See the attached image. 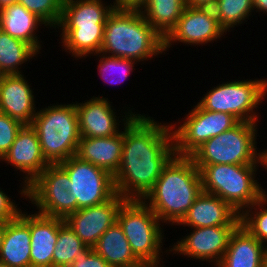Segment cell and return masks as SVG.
Here are the masks:
<instances>
[{"label": "cell", "instance_id": "obj_16", "mask_svg": "<svg viewBox=\"0 0 267 267\" xmlns=\"http://www.w3.org/2000/svg\"><path fill=\"white\" fill-rule=\"evenodd\" d=\"M191 228L240 225V214L220 197L202 191L178 223Z\"/></svg>", "mask_w": 267, "mask_h": 267}, {"label": "cell", "instance_id": "obj_8", "mask_svg": "<svg viewBox=\"0 0 267 267\" xmlns=\"http://www.w3.org/2000/svg\"><path fill=\"white\" fill-rule=\"evenodd\" d=\"M266 93L265 79L229 81L211 89L198 104L207 111L231 114L240 122L256 123L258 115L253 109Z\"/></svg>", "mask_w": 267, "mask_h": 267}, {"label": "cell", "instance_id": "obj_40", "mask_svg": "<svg viewBox=\"0 0 267 267\" xmlns=\"http://www.w3.org/2000/svg\"><path fill=\"white\" fill-rule=\"evenodd\" d=\"M14 3H17V0H0V10Z\"/></svg>", "mask_w": 267, "mask_h": 267}, {"label": "cell", "instance_id": "obj_7", "mask_svg": "<svg viewBox=\"0 0 267 267\" xmlns=\"http://www.w3.org/2000/svg\"><path fill=\"white\" fill-rule=\"evenodd\" d=\"M117 223L141 263L160 264L164 238L160 220L143 200H126L118 211Z\"/></svg>", "mask_w": 267, "mask_h": 267}, {"label": "cell", "instance_id": "obj_15", "mask_svg": "<svg viewBox=\"0 0 267 267\" xmlns=\"http://www.w3.org/2000/svg\"><path fill=\"white\" fill-rule=\"evenodd\" d=\"M2 161L26 174L23 189L20 190L24 197H27V186L50 165L42 153L37 132L31 125L20 129Z\"/></svg>", "mask_w": 267, "mask_h": 267}, {"label": "cell", "instance_id": "obj_1", "mask_svg": "<svg viewBox=\"0 0 267 267\" xmlns=\"http://www.w3.org/2000/svg\"><path fill=\"white\" fill-rule=\"evenodd\" d=\"M124 117L122 155L113 175L114 187L126 200H143L175 155L176 127L133 112Z\"/></svg>", "mask_w": 267, "mask_h": 267}, {"label": "cell", "instance_id": "obj_35", "mask_svg": "<svg viewBox=\"0 0 267 267\" xmlns=\"http://www.w3.org/2000/svg\"><path fill=\"white\" fill-rule=\"evenodd\" d=\"M69 267H111L93 248L80 254Z\"/></svg>", "mask_w": 267, "mask_h": 267}, {"label": "cell", "instance_id": "obj_44", "mask_svg": "<svg viewBox=\"0 0 267 267\" xmlns=\"http://www.w3.org/2000/svg\"><path fill=\"white\" fill-rule=\"evenodd\" d=\"M0 267H9L5 263L0 262Z\"/></svg>", "mask_w": 267, "mask_h": 267}, {"label": "cell", "instance_id": "obj_3", "mask_svg": "<svg viewBox=\"0 0 267 267\" xmlns=\"http://www.w3.org/2000/svg\"><path fill=\"white\" fill-rule=\"evenodd\" d=\"M162 52L164 38L145 20L140 10L113 9L108 15L100 54L140 62Z\"/></svg>", "mask_w": 267, "mask_h": 267}, {"label": "cell", "instance_id": "obj_14", "mask_svg": "<svg viewBox=\"0 0 267 267\" xmlns=\"http://www.w3.org/2000/svg\"><path fill=\"white\" fill-rule=\"evenodd\" d=\"M239 225L193 228V232L168 251L185 256L215 262L218 265L229 245L230 237ZM213 260V261H212Z\"/></svg>", "mask_w": 267, "mask_h": 267}, {"label": "cell", "instance_id": "obj_41", "mask_svg": "<svg viewBox=\"0 0 267 267\" xmlns=\"http://www.w3.org/2000/svg\"><path fill=\"white\" fill-rule=\"evenodd\" d=\"M261 165L267 169V150L261 151Z\"/></svg>", "mask_w": 267, "mask_h": 267}, {"label": "cell", "instance_id": "obj_28", "mask_svg": "<svg viewBox=\"0 0 267 267\" xmlns=\"http://www.w3.org/2000/svg\"><path fill=\"white\" fill-rule=\"evenodd\" d=\"M39 54L30 44L13 38L0 29V68L5 75L21 74V66Z\"/></svg>", "mask_w": 267, "mask_h": 267}, {"label": "cell", "instance_id": "obj_47", "mask_svg": "<svg viewBox=\"0 0 267 267\" xmlns=\"http://www.w3.org/2000/svg\"><path fill=\"white\" fill-rule=\"evenodd\" d=\"M5 75L2 71H1V68H0V77Z\"/></svg>", "mask_w": 267, "mask_h": 267}, {"label": "cell", "instance_id": "obj_2", "mask_svg": "<svg viewBox=\"0 0 267 267\" xmlns=\"http://www.w3.org/2000/svg\"><path fill=\"white\" fill-rule=\"evenodd\" d=\"M201 192L200 172L192 158L175 154L143 201L160 221L178 225Z\"/></svg>", "mask_w": 267, "mask_h": 267}, {"label": "cell", "instance_id": "obj_21", "mask_svg": "<svg viewBox=\"0 0 267 267\" xmlns=\"http://www.w3.org/2000/svg\"><path fill=\"white\" fill-rule=\"evenodd\" d=\"M58 231L59 218L30 214L31 267H53Z\"/></svg>", "mask_w": 267, "mask_h": 267}, {"label": "cell", "instance_id": "obj_32", "mask_svg": "<svg viewBox=\"0 0 267 267\" xmlns=\"http://www.w3.org/2000/svg\"><path fill=\"white\" fill-rule=\"evenodd\" d=\"M101 58L99 60L98 70L100 73V76L103 78L105 82H108L110 84H118L119 82H123L125 79L128 78V75L133 71V67L135 64V60L132 59H126V58H120V57H113L108 56L105 54H101ZM115 74H114V73ZM110 73V74H108ZM107 74L109 76L115 77L116 79H112L109 77H106ZM114 74V75H113Z\"/></svg>", "mask_w": 267, "mask_h": 267}, {"label": "cell", "instance_id": "obj_24", "mask_svg": "<svg viewBox=\"0 0 267 267\" xmlns=\"http://www.w3.org/2000/svg\"><path fill=\"white\" fill-rule=\"evenodd\" d=\"M114 6L104 5L102 0H70L62 4L59 27H96L105 24Z\"/></svg>", "mask_w": 267, "mask_h": 267}, {"label": "cell", "instance_id": "obj_6", "mask_svg": "<svg viewBox=\"0 0 267 267\" xmlns=\"http://www.w3.org/2000/svg\"><path fill=\"white\" fill-rule=\"evenodd\" d=\"M256 126V123L239 122L204 142L190 157L195 165L261 164V151H256Z\"/></svg>", "mask_w": 267, "mask_h": 267}, {"label": "cell", "instance_id": "obj_23", "mask_svg": "<svg viewBox=\"0 0 267 267\" xmlns=\"http://www.w3.org/2000/svg\"><path fill=\"white\" fill-rule=\"evenodd\" d=\"M45 23L23 5L14 3L0 10V29L13 38L30 44L37 52L41 45L36 36L38 25Z\"/></svg>", "mask_w": 267, "mask_h": 267}, {"label": "cell", "instance_id": "obj_12", "mask_svg": "<svg viewBox=\"0 0 267 267\" xmlns=\"http://www.w3.org/2000/svg\"><path fill=\"white\" fill-rule=\"evenodd\" d=\"M224 32L213 8L186 6L177 24L164 38V51L177 41L190 45L206 44L219 39Z\"/></svg>", "mask_w": 267, "mask_h": 267}, {"label": "cell", "instance_id": "obj_9", "mask_svg": "<svg viewBox=\"0 0 267 267\" xmlns=\"http://www.w3.org/2000/svg\"><path fill=\"white\" fill-rule=\"evenodd\" d=\"M39 214L65 219L77 211L73 184L59 164H50L27 186V197Z\"/></svg>", "mask_w": 267, "mask_h": 267}, {"label": "cell", "instance_id": "obj_30", "mask_svg": "<svg viewBox=\"0 0 267 267\" xmlns=\"http://www.w3.org/2000/svg\"><path fill=\"white\" fill-rule=\"evenodd\" d=\"M219 24L227 32L247 19L253 9V0H218L212 7Z\"/></svg>", "mask_w": 267, "mask_h": 267}, {"label": "cell", "instance_id": "obj_13", "mask_svg": "<svg viewBox=\"0 0 267 267\" xmlns=\"http://www.w3.org/2000/svg\"><path fill=\"white\" fill-rule=\"evenodd\" d=\"M125 201L116 193L105 203L77 210L64 222L88 248H93L108 228L117 222L118 211Z\"/></svg>", "mask_w": 267, "mask_h": 267}, {"label": "cell", "instance_id": "obj_10", "mask_svg": "<svg viewBox=\"0 0 267 267\" xmlns=\"http://www.w3.org/2000/svg\"><path fill=\"white\" fill-rule=\"evenodd\" d=\"M239 122L231 114L207 111L197 103L183 124L173 131L175 154L190 156L204 142L230 130Z\"/></svg>", "mask_w": 267, "mask_h": 267}, {"label": "cell", "instance_id": "obj_11", "mask_svg": "<svg viewBox=\"0 0 267 267\" xmlns=\"http://www.w3.org/2000/svg\"><path fill=\"white\" fill-rule=\"evenodd\" d=\"M59 165L67 172L73 184L77 210L105 203L116 194L113 176L108 171L76 155Z\"/></svg>", "mask_w": 267, "mask_h": 267}, {"label": "cell", "instance_id": "obj_45", "mask_svg": "<svg viewBox=\"0 0 267 267\" xmlns=\"http://www.w3.org/2000/svg\"><path fill=\"white\" fill-rule=\"evenodd\" d=\"M262 267H267V261L265 260V262L263 263Z\"/></svg>", "mask_w": 267, "mask_h": 267}, {"label": "cell", "instance_id": "obj_43", "mask_svg": "<svg viewBox=\"0 0 267 267\" xmlns=\"http://www.w3.org/2000/svg\"><path fill=\"white\" fill-rule=\"evenodd\" d=\"M158 265H160V264H154V263H140L139 265L134 266V267H159ZM160 267H161V265H160Z\"/></svg>", "mask_w": 267, "mask_h": 267}, {"label": "cell", "instance_id": "obj_17", "mask_svg": "<svg viewBox=\"0 0 267 267\" xmlns=\"http://www.w3.org/2000/svg\"><path fill=\"white\" fill-rule=\"evenodd\" d=\"M0 112L31 125L36 115L33 91L23 74L0 77Z\"/></svg>", "mask_w": 267, "mask_h": 267}, {"label": "cell", "instance_id": "obj_38", "mask_svg": "<svg viewBox=\"0 0 267 267\" xmlns=\"http://www.w3.org/2000/svg\"><path fill=\"white\" fill-rule=\"evenodd\" d=\"M218 0H185L190 7L212 8Z\"/></svg>", "mask_w": 267, "mask_h": 267}, {"label": "cell", "instance_id": "obj_37", "mask_svg": "<svg viewBox=\"0 0 267 267\" xmlns=\"http://www.w3.org/2000/svg\"><path fill=\"white\" fill-rule=\"evenodd\" d=\"M114 9L120 10H141L147 0H115Z\"/></svg>", "mask_w": 267, "mask_h": 267}, {"label": "cell", "instance_id": "obj_20", "mask_svg": "<svg viewBox=\"0 0 267 267\" xmlns=\"http://www.w3.org/2000/svg\"><path fill=\"white\" fill-rule=\"evenodd\" d=\"M266 248L240 224L232 233L217 267H262L266 260Z\"/></svg>", "mask_w": 267, "mask_h": 267}, {"label": "cell", "instance_id": "obj_34", "mask_svg": "<svg viewBox=\"0 0 267 267\" xmlns=\"http://www.w3.org/2000/svg\"><path fill=\"white\" fill-rule=\"evenodd\" d=\"M23 126L20 121L0 112V159L9 151Z\"/></svg>", "mask_w": 267, "mask_h": 267}, {"label": "cell", "instance_id": "obj_31", "mask_svg": "<svg viewBox=\"0 0 267 267\" xmlns=\"http://www.w3.org/2000/svg\"><path fill=\"white\" fill-rule=\"evenodd\" d=\"M264 204H267V193L264 196H262L258 201H256L252 206L248 207V209H245L240 214V218H241V225L244 228H246L259 242L266 245L267 244V208L265 207L267 205L264 206ZM252 209L256 210V211H253L255 214L252 212Z\"/></svg>", "mask_w": 267, "mask_h": 267}, {"label": "cell", "instance_id": "obj_19", "mask_svg": "<svg viewBox=\"0 0 267 267\" xmlns=\"http://www.w3.org/2000/svg\"><path fill=\"white\" fill-rule=\"evenodd\" d=\"M30 214L20 215L5 223L0 247V262L9 267H31Z\"/></svg>", "mask_w": 267, "mask_h": 267}, {"label": "cell", "instance_id": "obj_4", "mask_svg": "<svg viewBox=\"0 0 267 267\" xmlns=\"http://www.w3.org/2000/svg\"><path fill=\"white\" fill-rule=\"evenodd\" d=\"M31 126L37 132L49 164H59L76 155L81 137L75 103L52 105L37 111Z\"/></svg>", "mask_w": 267, "mask_h": 267}, {"label": "cell", "instance_id": "obj_39", "mask_svg": "<svg viewBox=\"0 0 267 267\" xmlns=\"http://www.w3.org/2000/svg\"><path fill=\"white\" fill-rule=\"evenodd\" d=\"M253 9L267 13V0H253Z\"/></svg>", "mask_w": 267, "mask_h": 267}, {"label": "cell", "instance_id": "obj_36", "mask_svg": "<svg viewBox=\"0 0 267 267\" xmlns=\"http://www.w3.org/2000/svg\"><path fill=\"white\" fill-rule=\"evenodd\" d=\"M20 212L21 210L17 209V205L11 201V198L0 189V222L12 221L20 215Z\"/></svg>", "mask_w": 267, "mask_h": 267}, {"label": "cell", "instance_id": "obj_46", "mask_svg": "<svg viewBox=\"0 0 267 267\" xmlns=\"http://www.w3.org/2000/svg\"><path fill=\"white\" fill-rule=\"evenodd\" d=\"M62 4L64 3V2H67V1H70V0H59Z\"/></svg>", "mask_w": 267, "mask_h": 267}, {"label": "cell", "instance_id": "obj_42", "mask_svg": "<svg viewBox=\"0 0 267 267\" xmlns=\"http://www.w3.org/2000/svg\"><path fill=\"white\" fill-rule=\"evenodd\" d=\"M4 232H5V223L0 222V247L2 244Z\"/></svg>", "mask_w": 267, "mask_h": 267}, {"label": "cell", "instance_id": "obj_18", "mask_svg": "<svg viewBox=\"0 0 267 267\" xmlns=\"http://www.w3.org/2000/svg\"><path fill=\"white\" fill-rule=\"evenodd\" d=\"M80 137H110L118 134L117 116L104 97H93L84 103H75Z\"/></svg>", "mask_w": 267, "mask_h": 267}, {"label": "cell", "instance_id": "obj_33", "mask_svg": "<svg viewBox=\"0 0 267 267\" xmlns=\"http://www.w3.org/2000/svg\"><path fill=\"white\" fill-rule=\"evenodd\" d=\"M28 11L40 18L45 26L57 27L62 16V3L59 0H17Z\"/></svg>", "mask_w": 267, "mask_h": 267}, {"label": "cell", "instance_id": "obj_26", "mask_svg": "<svg viewBox=\"0 0 267 267\" xmlns=\"http://www.w3.org/2000/svg\"><path fill=\"white\" fill-rule=\"evenodd\" d=\"M105 24L96 27H60L62 30L63 47L74 57H87L89 54L98 56L102 47Z\"/></svg>", "mask_w": 267, "mask_h": 267}, {"label": "cell", "instance_id": "obj_5", "mask_svg": "<svg viewBox=\"0 0 267 267\" xmlns=\"http://www.w3.org/2000/svg\"><path fill=\"white\" fill-rule=\"evenodd\" d=\"M258 165H196L202 191L220 197L239 214L252 206L266 191L255 180Z\"/></svg>", "mask_w": 267, "mask_h": 267}, {"label": "cell", "instance_id": "obj_25", "mask_svg": "<svg viewBox=\"0 0 267 267\" xmlns=\"http://www.w3.org/2000/svg\"><path fill=\"white\" fill-rule=\"evenodd\" d=\"M93 250L111 267H134L141 263L133 254L130 244L117 222L98 239Z\"/></svg>", "mask_w": 267, "mask_h": 267}, {"label": "cell", "instance_id": "obj_27", "mask_svg": "<svg viewBox=\"0 0 267 267\" xmlns=\"http://www.w3.org/2000/svg\"><path fill=\"white\" fill-rule=\"evenodd\" d=\"M186 6L185 0H147L140 12L145 20L165 38L177 24Z\"/></svg>", "mask_w": 267, "mask_h": 267}, {"label": "cell", "instance_id": "obj_29", "mask_svg": "<svg viewBox=\"0 0 267 267\" xmlns=\"http://www.w3.org/2000/svg\"><path fill=\"white\" fill-rule=\"evenodd\" d=\"M88 247L83 241L59 218L58 240L53 252V267H69L75 259L85 252Z\"/></svg>", "mask_w": 267, "mask_h": 267}, {"label": "cell", "instance_id": "obj_22", "mask_svg": "<svg viewBox=\"0 0 267 267\" xmlns=\"http://www.w3.org/2000/svg\"><path fill=\"white\" fill-rule=\"evenodd\" d=\"M122 145L123 131L110 137H81L76 156L113 176L121 162Z\"/></svg>", "mask_w": 267, "mask_h": 267}]
</instances>
